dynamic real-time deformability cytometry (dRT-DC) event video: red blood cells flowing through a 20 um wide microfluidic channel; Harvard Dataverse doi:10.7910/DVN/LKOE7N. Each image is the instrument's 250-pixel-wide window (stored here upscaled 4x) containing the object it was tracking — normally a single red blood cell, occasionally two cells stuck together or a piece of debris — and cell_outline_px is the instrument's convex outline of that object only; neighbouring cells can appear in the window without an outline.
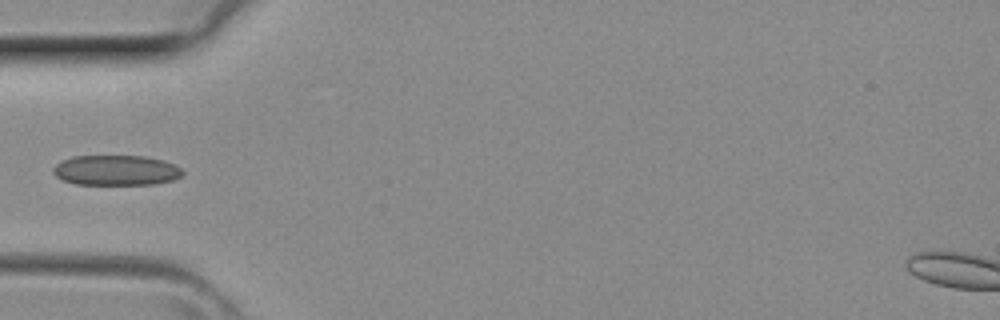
{"species": "common noctule bat (a hibernating species)", "species_latin": "Nyctalus noctula", "temperature_condition": "room temperature", "stored_images_in_passage": 4, "camera_frame_rate_fps": 3000, "um_per_image_px": 0.085, "animal": {"sex": "female", "body_mass_g": 29.2, "forearm_length_mm": 56.3}, "frame": {"image": 1, "passage_image": 4, "time_ms": 1.0, "image_size_px": [1000, 320], "cell_outline_px": [[184, 172], [180, 176], [172, 180], [152, 184], [76, 184], [64, 180], [56, 176], [52, 172], [52, 168], [60, 160], [72, 156], [144, 156], [164, 160], [176, 164]], "centroid_in_image_um": [9.85, 14.46], "position_along_channel_um": 75.2, "area_um2": 22.83}}